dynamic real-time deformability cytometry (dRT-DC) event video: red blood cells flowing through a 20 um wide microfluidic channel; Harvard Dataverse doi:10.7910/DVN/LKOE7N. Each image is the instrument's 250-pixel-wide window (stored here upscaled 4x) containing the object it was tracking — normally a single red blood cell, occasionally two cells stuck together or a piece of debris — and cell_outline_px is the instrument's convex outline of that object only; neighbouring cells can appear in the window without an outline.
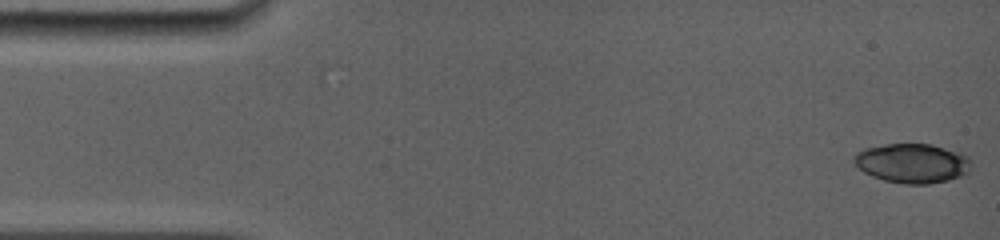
{"species": "common noctule bat (a hibernating species)", "species_latin": "Nyctalus noctula", "temperature_condition": "room temperature", "stored_images_in_passage": 7, "camera_frame_rate_fps": 5000, "um_per_image_px": 0.085, "animal": {"sex": "female", "body_mass_g": 19.0, "forearm_length_mm": 56.7}, "frame": {"image": 1, "passage_image": 1, "time_ms": 0.0, "image_size_px": [1000, 240], "cell_outline_px": [[972, 168], [964, 176], [948, 180], [928, 184], [904, 184], [884, 180], [872, 176], [864, 172], [852, 160], [852, 156], [856, 152], [864, 148], [888, 144], [932, 144], [964, 152], [968, 156]], "centroid_in_image_um": [77.59, 13.87], "position_along_channel_um": 7.4, "area_um2": 27.34}}
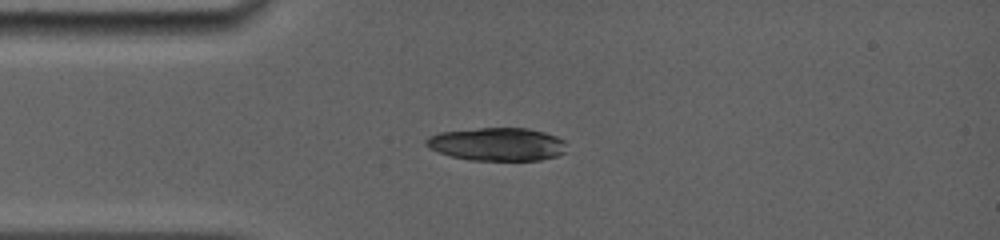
{"frame": {"image": 2, "passage_image": 7, "time_ms": 3.6, "image_size_px": [1000, 240], "cell_outline_px": [[564, 152], [556, 156], [540, 160], [472, 160], [452, 156], [440, 152], [424, 144], [424, 140], [428, 136], [440, 132], [480, 128], [528, 128], [544, 132], [556, 136], [564, 140]], "centroid_in_image_um": [42.25, 12.25], "position_along_channel_um": 42.7, "area_um2": 26.88}}